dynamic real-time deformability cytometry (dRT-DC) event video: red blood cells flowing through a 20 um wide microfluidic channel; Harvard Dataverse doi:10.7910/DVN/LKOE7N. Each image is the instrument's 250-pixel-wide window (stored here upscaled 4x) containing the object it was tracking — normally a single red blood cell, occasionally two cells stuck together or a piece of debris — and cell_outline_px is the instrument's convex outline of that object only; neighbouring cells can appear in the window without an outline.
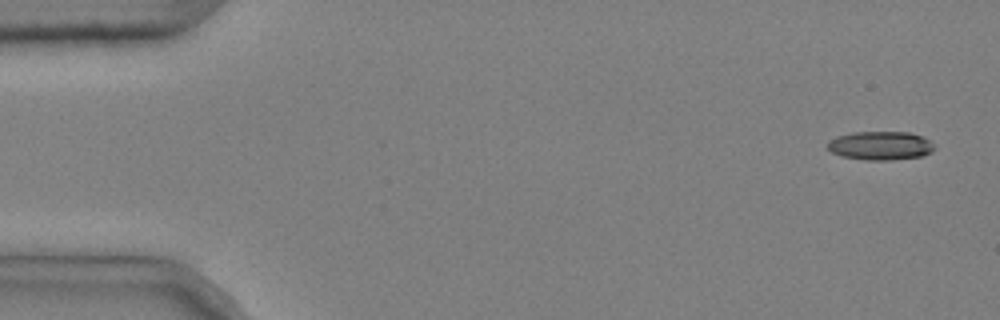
{"species": "common noctule bat (a hibernating species)", "species_latin": "Nyctalus noctula", "temperature_condition": "cold", "stored_images_in_passage": 7, "camera_frame_rate_fps": 3000, "um_per_image_px": 0.085, "animal": {"sex": "male", "body_mass_g": 20.4}, "frame": {"image": 1, "passage_image": 1, "time_ms": 0.0, "image_size_px": [1000, 320], "cell_outline_px": [[936, 148], [932, 152], [920, 156], [892, 160], [864, 160], [840, 156], [832, 152], [828, 148], [828, 140], [836, 136], [852, 132], [908, 132], [924, 136], [936, 144]], "centroid_in_image_um": [74.86, 12.37], "position_along_channel_um": 10.1, "area_um2": 18.15}}
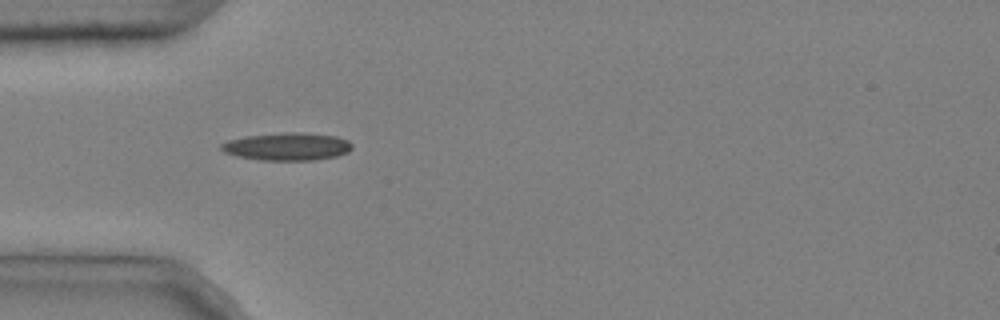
{"frame": {"image": 2, "passage_image": 5, "time_ms": 1.333, "image_size_px": [1000, 320], "cell_outline_px": [[352, 148], [348, 152], [336, 156], [316, 160], [260, 160], [236, 156], [224, 152], [220, 148], [220, 144], [228, 140], [244, 136], [284, 132], [300, 132], [336, 136], [348, 140], [352, 144]], "centroid_in_image_um": [24.4, 12.45], "position_along_channel_um": 60.6, "area_um2": 21.27}}